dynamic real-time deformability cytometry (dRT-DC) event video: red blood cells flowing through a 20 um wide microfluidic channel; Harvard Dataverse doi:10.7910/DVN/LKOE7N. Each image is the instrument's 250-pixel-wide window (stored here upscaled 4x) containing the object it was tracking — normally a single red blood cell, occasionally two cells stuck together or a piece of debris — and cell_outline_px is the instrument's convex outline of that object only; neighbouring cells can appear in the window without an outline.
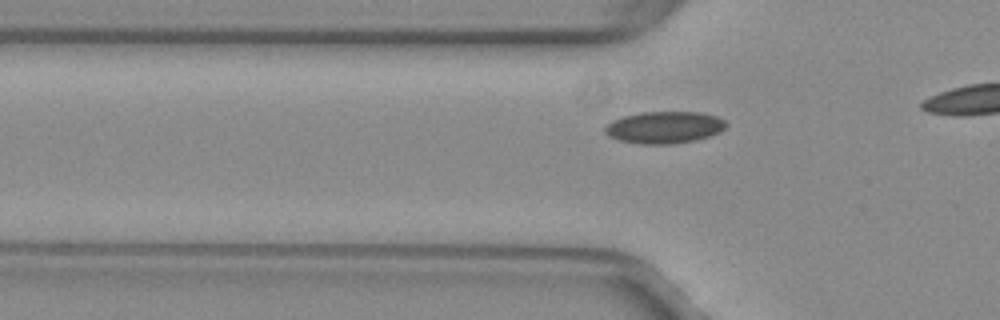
{"species": "common noctule bat (a hibernating species)", "species_latin": "Nyctalus noctula", "temperature_condition": "warm", "stored_images_in_passage": 8, "camera_frame_rate_fps": 3000, "um_per_image_px": 0.085, "animal": {"sex": "female", "body_mass_g": 29.2, "forearm_length_mm": 56.3}, "frame": {"image": 1, "passage_image": 2, "time_ms": 0.333, "image_size_px": [1000, 320], "cell_outline_px": [[728, 124], [720, 132], [708, 136], [692, 140], [672, 144], [640, 144], [620, 140], [608, 136], [604, 132], [604, 128], [612, 120], [624, 116], [640, 112], [704, 112], [716, 116], [724, 120]], "centroid_in_image_um": [56.46, 10.82], "position_along_channel_um": 69.3, "area_um2": 22.54}}